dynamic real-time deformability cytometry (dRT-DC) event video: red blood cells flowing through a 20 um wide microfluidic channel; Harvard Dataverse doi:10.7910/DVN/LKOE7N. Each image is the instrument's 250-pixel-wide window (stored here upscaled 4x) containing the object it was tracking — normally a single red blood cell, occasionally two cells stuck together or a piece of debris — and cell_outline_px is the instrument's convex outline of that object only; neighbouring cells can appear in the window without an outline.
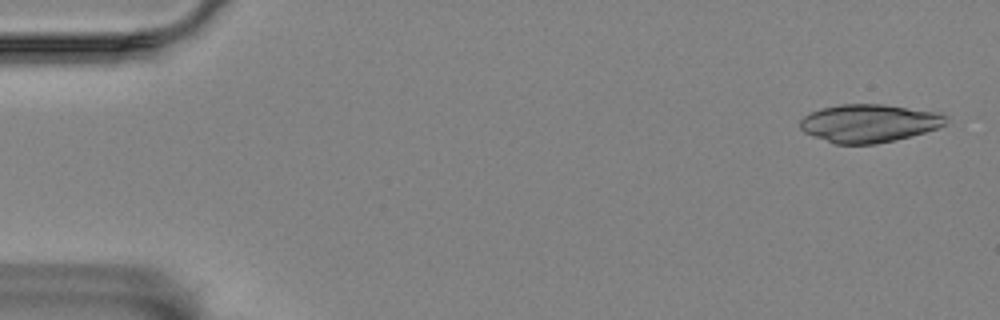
{"species": "Egyptian fruit bat (a non-hibernating species)", "species_latin": "Rousettus aegyptiacus", "temperature_condition": "room temperature", "stored_images_in_passage": 56, "camera_frame_rate_fps": 3000, "um_per_image_px": 0.085, "animal": {"sex": "female"}, "frame": {"image": 1, "passage_image": 1, "time_ms": 0.0, "image_size_px": [1000, 320], "cell_outline_px": [[948, 120], [944, 124], [936, 128], [924, 132], [896, 140], [876, 144], [836, 144], [804, 132], [800, 128], [800, 120], [804, 116], [812, 112], [824, 108], [840, 104], [884, 104], [940, 112]], "centroid_in_image_um": [73.88, 10.47], "position_along_channel_um": 11.1, "area_um2": 32.14}}